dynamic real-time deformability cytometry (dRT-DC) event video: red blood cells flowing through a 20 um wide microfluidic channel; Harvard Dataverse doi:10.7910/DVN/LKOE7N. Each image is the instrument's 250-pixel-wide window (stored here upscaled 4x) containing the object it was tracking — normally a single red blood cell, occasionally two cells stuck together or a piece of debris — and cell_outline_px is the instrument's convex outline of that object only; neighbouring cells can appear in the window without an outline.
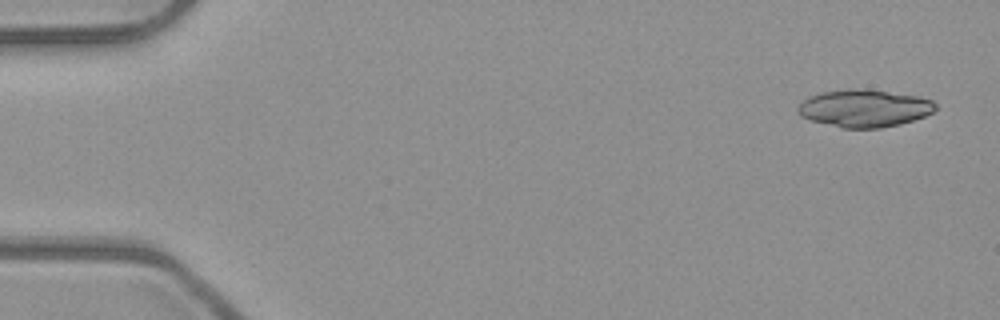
{"species": "common noctule bat (a hibernating species)", "species_latin": "Nyctalus noctula", "temperature_condition": "room temperature", "stored_images_in_passage": 2, "camera_frame_rate_fps": 3000, "um_per_image_px": 0.085, "animal": {"sex": "male", "body_mass_g": 23.1, "forearm_length_mm": 52.7}, "frame": {"image": 1, "passage_image": 2, "time_ms": 0.333, "image_size_px": [1000, 320], "cell_outline_px": [[936, 108], [932, 112], [924, 116], [900, 124], [880, 128], [844, 128], [812, 120], [800, 116], [796, 112], [796, 108], [804, 100], [812, 96], [824, 92], [848, 88], [864, 88], [916, 96], [932, 100], [936, 104]], "centroid_in_image_um": [73.46, 9.2], "position_along_channel_um": 11.5, "area_um2": 29.82}}